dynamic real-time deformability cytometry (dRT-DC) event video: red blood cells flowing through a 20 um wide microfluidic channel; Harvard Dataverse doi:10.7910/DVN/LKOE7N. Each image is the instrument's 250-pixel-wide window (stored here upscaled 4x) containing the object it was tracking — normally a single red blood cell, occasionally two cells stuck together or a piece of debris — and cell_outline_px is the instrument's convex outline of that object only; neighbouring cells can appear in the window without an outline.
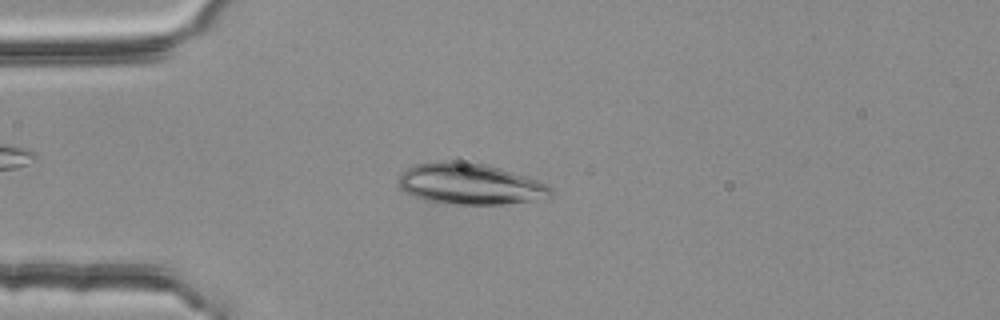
{"species": "common noctule bat (a hibernating species)", "species_latin": "Nyctalus noctula", "temperature_condition": "room temperature", "stored_images_in_passage": 2, "camera_frame_rate_fps": 3000, "um_per_image_px": 0.085, "animal": {"sex": "female", "body_mass_g": 25.1}, "frame": {"image": 1, "passage_image": 1, "time_ms": 0.0, "image_size_px": [1000, 320], "cell_outline_px": [[552, 196], [532, 200], [504, 204], [456, 204], [424, 200], [412, 196], [404, 192], [400, 188], [396, 180], [400, 172], [416, 164], [436, 160], [456, 160], [484, 164], [500, 168], [540, 180], [548, 184], [552, 188]], "centroid_in_image_um": [39.91, 15.61], "position_along_channel_um": 45.1, "area_um2": 36.93}}